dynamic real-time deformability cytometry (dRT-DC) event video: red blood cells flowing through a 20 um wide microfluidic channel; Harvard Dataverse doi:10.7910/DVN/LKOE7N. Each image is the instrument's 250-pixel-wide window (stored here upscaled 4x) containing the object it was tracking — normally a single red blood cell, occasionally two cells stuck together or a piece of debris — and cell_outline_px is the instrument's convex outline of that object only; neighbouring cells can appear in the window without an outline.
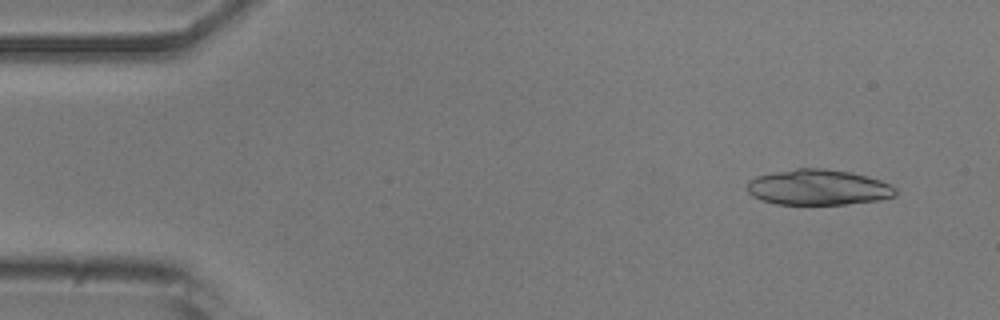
{"species": "common noctule bat (a hibernating species)", "species_latin": "Nyctalus noctula", "temperature_condition": "room temperature", "stored_images_in_passage": 52, "segment_of_instrument_passage": [1, 2], "camera_frame_rate_fps": 3000, "um_per_image_px": 0.085, "animal": {"sex": "male", "body_mass_g": 20.5, "forearm_length_mm": 52.5}, "frame": {"image": 1, "passage_image": 4, "time_ms": 1.0, "image_size_px": [1000, 320], "cell_outline_px": [[896, 196], [880, 200], [844, 204], [776, 204], [760, 200], [752, 196], [748, 192], [748, 180], [756, 176], [796, 168], [824, 168], [848, 172], [880, 180], [896, 188]], "centroid_in_image_um": [69.53, 15.93], "position_along_channel_um": 15.5, "area_um2": 30.63}}